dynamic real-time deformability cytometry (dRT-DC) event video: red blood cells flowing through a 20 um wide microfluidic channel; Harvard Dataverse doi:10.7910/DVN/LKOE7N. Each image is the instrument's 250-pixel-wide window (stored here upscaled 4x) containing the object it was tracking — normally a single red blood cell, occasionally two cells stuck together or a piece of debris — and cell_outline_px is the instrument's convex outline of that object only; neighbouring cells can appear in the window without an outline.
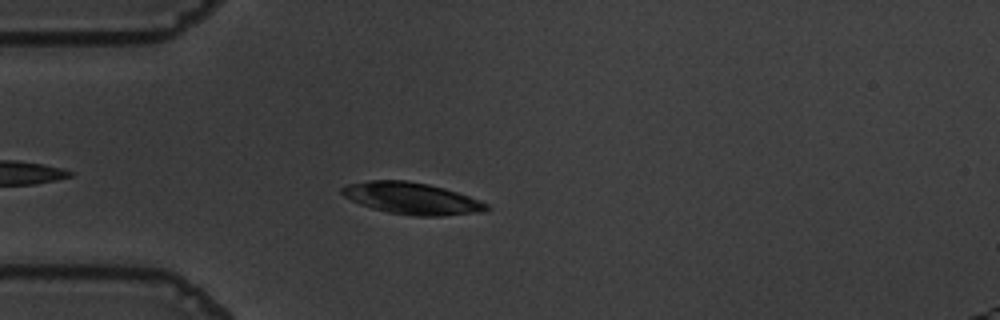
{"species": "common noctule bat (a hibernating species)", "species_latin": "Nyctalus noctula", "temperature_condition": "warm", "stored_images_in_passage": 44, "camera_frame_rate_fps": 3000, "um_per_image_px": 0.085, "animal": {"sex": "male", "body_mass_g": 19.5, "forearm_length_mm": 54.6}, "frame": {"image": 1, "passage_image": 6, "time_ms": 1.667, "image_size_px": [1000, 320], "cell_outline_px": [[492, 208], [484, 212], [440, 216], [412, 216], [388, 212], [372, 208], [360, 204], [344, 196], [340, 192], [340, 188], [348, 184], [368, 180], [408, 180], [428, 184], [444, 188], [480, 200], [488, 204]], "centroid_in_image_um": [35.02, 16.86], "position_along_channel_um": 50.0, "area_um2": 26.88}}
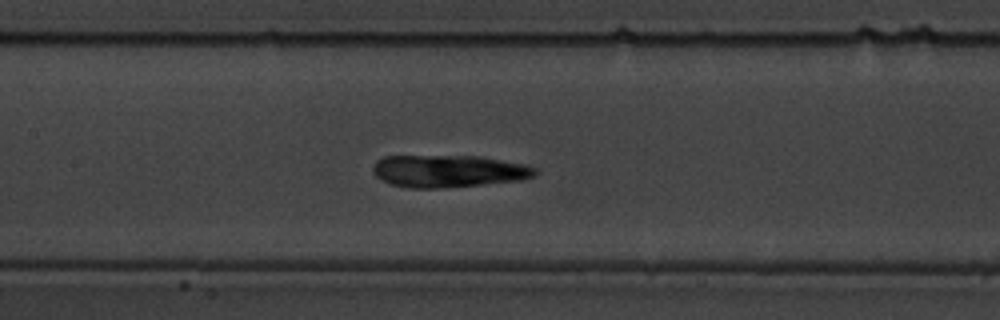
{"frame": {"image": 2, "passage_image": 17, "time_ms": 5.333, "image_size_px": [1000, 320], "cell_outline_px": [[536, 176], [520, 180], [440, 188], [408, 188], [392, 184], [380, 180], [376, 176], [372, 168], [376, 160], [384, 156], [480, 156], [524, 164], [536, 168]], "centroid_in_image_um": [38.09, 14.54], "position_along_channel_um": 169.3, "area_um2": 30.46}}
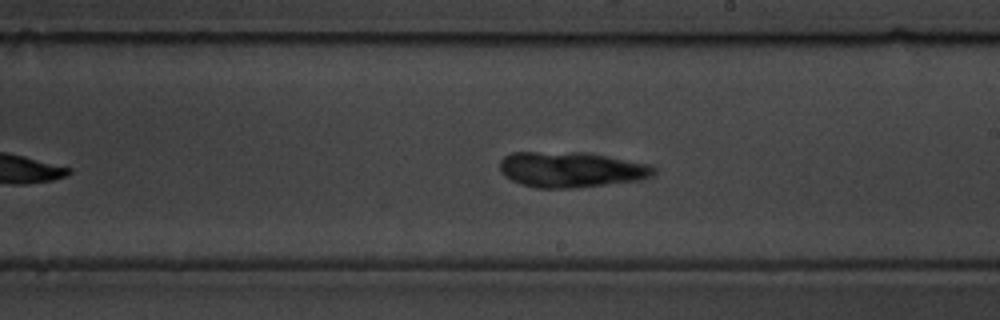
{"frame": {"image": 3, "passage_image": 23, "time_ms": 7.333, "image_size_px": [1000, 320], "cell_outline_px": [[656, 172], [652, 176], [640, 180], [576, 188], [536, 188], [520, 184], [504, 176], [500, 172], [500, 160], [504, 156], [512, 152], [584, 152], [648, 164], [656, 168]], "centroid_in_image_um": [48.51, 14.42], "position_along_channel_um": 240.5, "area_um2": 32.02}, "authors_computed_cell_mechanics": {"area_um2": 29.1312, "velocity_mm_per_s": 3.5687, "shape_relaxation_time_tau1_ms": 4.5912, "shape_relaxation_time_tau2_ms": 1.4399, "deformation_change_tau1": 0.1277, "deformation_change_tau2": 0.0569}}